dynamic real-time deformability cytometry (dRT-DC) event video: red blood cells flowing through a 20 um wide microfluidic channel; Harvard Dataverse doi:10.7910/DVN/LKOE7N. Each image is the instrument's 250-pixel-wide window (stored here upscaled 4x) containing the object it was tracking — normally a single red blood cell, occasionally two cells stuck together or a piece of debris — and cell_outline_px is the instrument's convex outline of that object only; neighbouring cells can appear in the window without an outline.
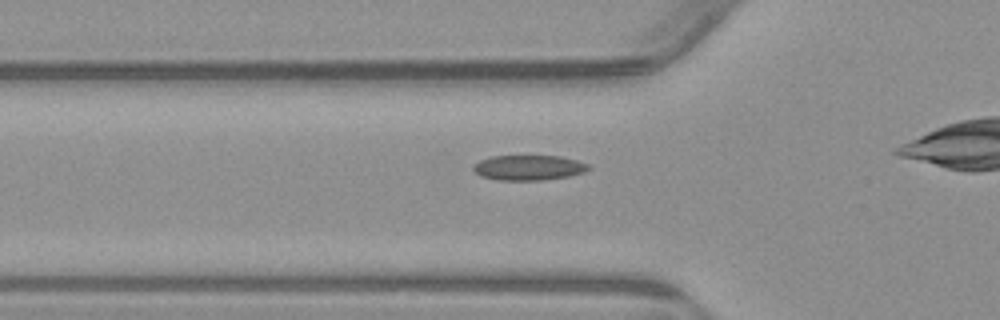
{"species": "common noctule bat (a hibernating species)", "species_latin": "Nyctalus noctula", "temperature_condition": "warm", "stored_images_in_passage": 29, "camera_frame_rate_fps": 3000, "um_per_image_px": 0.085, "animal": {"sex": "male", "body_mass_g": 23.1, "forearm_length_mm": 52.7}, "frame": {"image": 1, "passage_image": 4, "time_ms": 1.0, "image_size_px": [1000, 320], "cell_outline_px": [[592, 168], [584, 172], [568, 176], [540, 180], [496, 180], [480, 176], [472, 172], [472, 164], [480, 160], [492, 156], [560, 156], [576, 160], [588, 164]], "centroid_in_image_um": [44.88, 14.25], "position_along_channel_um": 80.9, "area_um2": 16.99}}
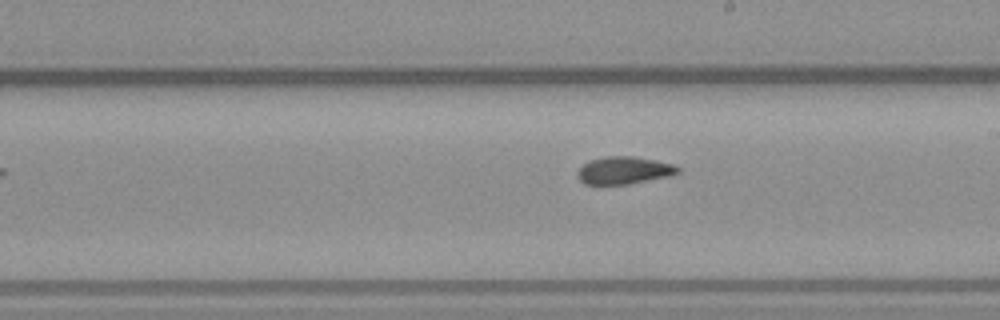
{"frame": {"image": 2, "passage_image": 16, "time_ms": 5.0, "image_size_px": [1000, 320], "cell_outline_px": [[680, 172], [668, 176], [628, 184], [584, 184], [580, 180], [576, 172], [588, 160], [604, 156], [632, 156], [656, 160], [672, 164], [680, 168]], "centroid_in_image_um": [53.02, 14.47], "position_along_channel_um": 236.0, "area_um2": 16.01}}
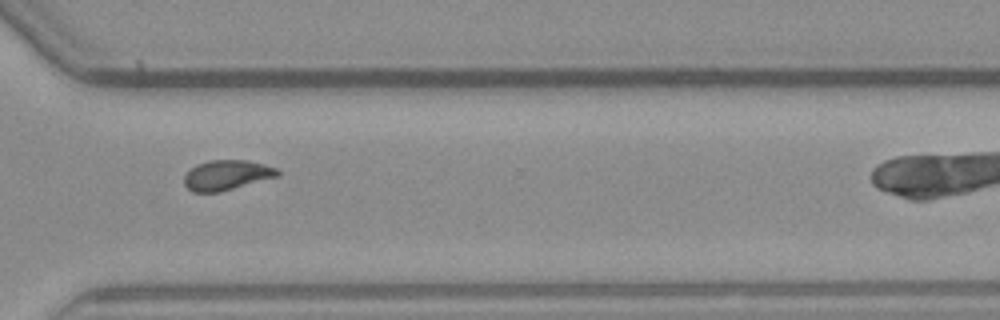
{"frame": {"image": 3, "passage_image": 25, "time_ms": 8.0, "image_size_px": [1000, 320], "cell_outline_px": [[280, 176], [220, 192], [192, 192], [184, 184], [184, 176], [196, 164], [208, 160], [248, 160], [264, 164], [276, 168], [280, 172]], "centroid_in_image_um": [19.29, 14.88], "position_along_channel_um": 351.3, "area_um2": 16.42}}